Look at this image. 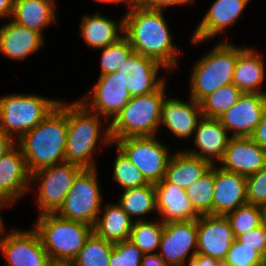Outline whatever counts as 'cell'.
<instances>
[{
    "label": "cell",
    "instance_id": "1",
    "mask_svg": "<svg viewBox=\"0 0 266 266\" xmlns=\"http://www.w3.org/2000/svg\"><path fill=\"white\" fill-rule=\"evenodd\" d=\"M162 12L131 4L124 16V36L135 52L154 59L170 71L176 67L178 48L172 42Z\"/></svg>",
    "mask_w": 266,
    "mask_h": 266
},
{
    "label": "cell",
    "instance_id": "2",
    "mask_svg": "<svg viewBox=\"0 0 266 266\" xmlns=\"http://www.w3.org/2000/svg\"><path fill=\"white\" fill-rule=\"evenodd\" d=\"M18 142L31 174L41 168L65 162L67 103L60 101L42 122L24 134Z\"/></svg>",
    "mask_w": 266,
    "mask_h": 266
},
{
    "label": "cell",
    "instance_id": "3",
    "mask_svg": "<svg viewBox=\"0 0 266 266\" xmlns=\"http://www.w3.org/2000/svg\"><path fill=\"white\" fill-rule=\"evenodd\" d=\"M164 87L165 83L155 92L131 97L109 123L102 137L103 143L110 144L127 137L154 136L160 126Z\"/></svg>",
    "mask_w": 266,
    "mask_h": 266
},
{
    "label": "cell",
    "instance_id": "4",
    "mask_svg": "<svg viewBox=\"0 0 266 266\" xmlns=\"http://www.w3.org/2000/svg\"><path fill=\"white\" fill-rule=\"evenodd\" d=\"M37 219L33 229L51 260H74L93 232L91 225L56 213L41 214Z\"/></svg>",
    "mask_w": 266,
    "mask_h": 266
},
{
    "label": "cell",
    "instance_id": "5",
    "mask_svg": "<svg viewBox=\"0 0 266 266\" xmlns=\"http://www.w3.org/2000/svg\"><path fill=\"white\" fill-rule=\"evenodd\" d=\"M101 116L88 110L80 101L67 105V143L65 162L83 168H96L92 152L99 141Z\"/></svg>",
    "mask_w": 266,
    "mask_h": 266
},
{
    "label": "cell",
    "instance_id": "6",
    "mask_svg": "<svg viewBox=\"0 0 266 266\" xmlns=\"http://www.w3.org/2000/svg\"><path fill=\"white\" fill-rule=\"evenodd\" d=\"M238 60V47L221 42L202 57L192 69L191 96L200 102L217 89L233 84V73Z\"/></svg>",
    "mask_w": 266,
    "mask_h": 266
},
{
    "label": "cell",
    "instance_id": "7",
    "mask_svg": "<svg viewBox=\"0 0 266 266\" xmlns=\"http://www.w3.org/2000/svg\"><path fill=\"white\" fill-rule=\"evenodd\" d=\"M59 102L35 94L0 97V128L18 140L42 122Z\"/></svg>",
    "mask_w": 266,
    "mask_h": 266
},
{
    "label": "cell",
    "instance_id": "8",
    "mask_svg": "<svg viewBox=\"0 0 266 266\" xmlns=\"http://www.w3.org/2000/svg\"><path fill=\"white\" fill-rule=\"evenodd\" d=\"M96 168H84L74 180L56 214L66 220L94 226L101 208V192Z\"/></svg>",
    "mask_w": 266,
    "mask_h": 266
},
{
    "label": "cell",
    "instance_id": "9",
    "mask_svg": "<svg viewBox=\"0 0 266 266\" xmlns=\"http://www.w3.org/2000/svg\"><path fill=\"white\" fill-rule=\"evenodd\" d=\"M115 143L149 183L156 184L164 179L172 156L155 136L127 137Z\"/></svg>",
    "mask_w": 266,
    "mask_h": 266
},
{
    "label": "cell",
    "instance_id": "10",
    "mask_svg": "<svg viewBox=\"0 0 266 266\" xmlns=\"http://www.w3.org/2000/svg\"><path fill=\"white\" fill-rule=\"evenodd\" d=\"M83 169L77 164L63 162L41 168L31 174V183L35 182L36 179L39 180V178L41 181L37 198L40 215L58 211L74 180Z\"/></svg>",
    "mask_w": 266,
    "mask_h": 266
},
{
    "label": "cell",
    "instance_id": "11",
    "mask_svg": "<svg viewBox=\"0 0 266 266\" xmlns=\"http://www.w3.org/2000/svg\"><path fill=\"white\" fill-rule=\"evenodd\" d=\"M0 249L6 257V266H49L50 257L34 229H12L0 238Z\"/></svg>",
    "mask_w": 266,
    "mask_h": 266
},
{
    "label": "cell",
    "instance_id": "12",
    "mask_svg": "<svg viewBox=\"0 0 266 266\" xmlns=\"http://www.w3.org/2000/svg\"><path fill=\"white\" fill-rule=\"evenodd\" d=\"M159 249L161 250L159 256L168 266L185 265L190 250L193 249L190 257H194L197 253L196 219L164 223Z\"/></svg>",
    "mask_w": 266,
    "mask_h": 266
},
{
    "label": "cell",
    "instance_id": "13",
    "mask_svg": "<svg viewBox=\"0 0 266 266\" xmlns=\"http://www.w3.org/2000/svg\"><path fill=\"white\" fill-rule=\"evenodd\" d=\"M197 254L210 256L221 264L235 241L226 216L200 215L197 219Z\"/></svg>",
    "mask_w": 266,
    "mask_h": 266
},
{
    "label": "cell",
    "instance_id": "14",
    "mask_svg": "<svg viewBox=\"0 0 266 266\" xmlns=\"http://www.w3.org/2000/svg\"><path fill=\"white\" fill-rule=\"evenodd\" d=\"M161 63L133 51L126 62L116 71L117 76L127 86L131 97L157 91L165 79H157Z\"/></svg>",
    "mask_w": 266,
    "mask_h": 266
},
{
    "label": "cell",
    "instance_id": "15",
    "mask_svg": "<svg viewBox=\"0 0 266 266\" xmlns=\"http://www.w3.org/2000/svg\"><path fill=\"white\" fill-rule=\"evenodd\" d=\"M266 111V94L242 93L218 120L232 137H250Z\"/></svg>",
    "mask_w": 266,
    "mask_h": 266
},
{
    "label": "cell",
    "instance_id": "16",
    "mask_svg": "<svg viewBox=\"0 0 266 266\" xmlns=\"http://www.w3.org/2000/svg\"><path fill=\"white\" fill-rule=\"evenodd\" d=\"M88 96L79 101L88 110L101 117L104 116L107 121L110 120V117L114 119L131 99L127 86L124 85L116 73L100 75L97 84L93 88V96L90 97L91 102Z\"/></svg>",
    "mask_w": 266,
    "mask_h": 266
},
{
    "label": "cell",
    "instance_id": "17",
    "mask_svg": "<svg viewBox=\"0 0 266 266\" xmlns=\"http://www.w3.org/2000/svg\"><path fill=\"white\" fill-rule=\"evenodd\" d=\"M28 171L21 149L14 146L0 158V207L10 206L30 187Z\"/></svg>",
    "mask_w": 266,
    "mask_h": 266
},
{
    "label": "cell",
    "instance_id": "18",
    "mask_svg": "<svg viewBox=\"0 0 266 266\" xmlns=\"http://www.w3.org/2000/svg\"><path fill=\"white\" fill-rule=\"evenodd\" d=\"M219 162L224 171L248 176L266 166V152L250 137H231Z\"/></svg>",
    "mask_w": 266,
    "mask_h": 266
},
{
    "label": "cell",
    "instance_id": "19",
    "mask_svg": "<svg viewBox=\"0 0 266 266\" xmlns=\"http://www.w3.org/2000/svg\"><path fill=\"white\" fill-rule=\"evenodd\" d=\"M246 203V176L224 171L214 164L213 215L225 216Z\"/></svg>",
    "mask_w": 266,
    "mask_h": 266
},
{
    "label": "cell",
    "instance_id": "20",
    "mask_svg": "<svg viewBox=\"0 0 266 266\" xmlns=\"http://www.w3.org/2000/svg\"><path fill=\"white\" fill-rule=\"evenodd\" d=\"M156 193V208L163 223L171 221L195 220L200 215L194 210L186 190L165 179L154 184Z\"/></svg>",
    "mask_w": 266,
    "mask_h": 266
},
{
    "label": "cell",
    "instance_id": "21",
    "mask_svg": "<svg viewBox=\"0 0 266 266\" xmlns=\"http://www.w3.org/2000/svg\"><path fill=\"white\" fill-rule=\"evenodd\" d=\"M202 117L200 104L192 98L190 102H183L165 97L162 102L160 124H164L178 138L191 136Z\"/></svg>",
    "mask_w": 266,
    "mask_h": 266
},
{
    "label": "cell",
    "instance_id": "22",
    "mask_svg": "<svg viewBox=\"0 0 266 266\" xmlns=\"http://www.w3.org/2000/svg\"><path fill=\"white\" fill-rule=\"evenodd\" d=\"M250 0H215L192 37L193 43H201L223 33L226 26L233 24L237 18L243 17L242 11Z\"/></svg>",
    "mask_w": 266,
    "mask_h": 266
},
{
    "label": "cell",
    "instance_id": "23",
    "mask_svg": "<svg viewBox=\"0 0 266 266\" xmlns=\"http://www.w3.org/2000/svg\"><path fill=\"white\" fill-rule=\"evenodd\" d=\"M194 133H196L194 142L199 150L190 149V151L185 150V152L208 160L212 164L215 163V160L220 161L223 158L224 151L232 136H228V131L218 119L202 117Z\"/></svg>",
    "mask_w": 266,
    "mask_h": 266
},
{
    "label": "cell",
    "instance_id": "24",
    "mask_svg": "<svg viewBox=\"0 0 266 266\" xmlns=\"http://www.w3.org/2000/svg\"><path fill=\"white\" fill-rule=\"evenodd\" d=\"M44 45L43 34L11 20L0 27V52L12 59L24 60Z\"/></svg>",
    "mask_w": 266,
    "mask_h": 266
},
{
    "label": "cell",
    "instance_id": "25",
    "mask_svg": "<svg viewBox=\"0 0 266 266\" xmlns=\"http://www.w3.org/2000/svg\"><path fill=\"white\" fill-rule=\"evenodd\" d=\"M208 160L188 154L185 151L173 153L170 158L164 179L168 183L186 189L213 166Z\"/></svg>",
    "mask_w": 266,
    "mask_h": 266
},
{
    "label": "cell",
    "instance_id": "26",
    "mask_svg": "<svg viewBox=\"0 0 266 266\" xmlns=\"http://www.w3.org/2000/svg\"><path fill=\"white\" fill-rule=\"evenodd\" d=\"M264 61L259 54H255L254 49L238 47V60L233 73V84L243 93H259L265 71Z\"/></svg>",
    "mask_w": 266,
    "mask_h": 266
},
{
    "label": "cell",
    "instance_id": "27",
    "mask_svg": "<svg viewBox=\"0 0 266 266\" xmlns=\"http://www.w3.org/2000/svg\"><path fill=\"white\" fill-rule=\"evenodd\" d=\"M81 36L91 48L101 49L124 37V17L119 24L101 14L84 15L80 24ZM122 33L121 36L118 33ZM123 35V36H122Z\"/></svg>",
    "mask_w": 266,
    "mask_h": 266
},
{
    "label": "cell",
    "instance_id": "28",
    "mask_svg": "<svg viewBox=\"0 0 266 266\" xmlns=\"http://www.w3.org/2000/svg\"><path fill=\"white\" fill-rule=\"evenodd\" d=\"M54 4L53 0H14L12 20L41 33L56 19Z\"/></svg>",
    "mask_w": 266,
    "mask_h": 266
},
{
    "label": "cell",
    "instance_id": "29",
    "mask_svg": "<svg viewBox=\"0 0 266 266\" xmlns=\"http://www.w3.org/2000/svg\"><path fill=\"white\" fill-rule=\"evenodd\" d=\"M104 209L102 217H98L93 226V232L112 243L128 240L134 221L117 203L108 204Z\"/></svg>",
    "mask_w": 266,
    "mask_h": 266
},
{
    "label": "cell",
    "instance_id": "30",
    "mask_svg": "<svg viewBox=\"0 0 266 266\" xmlns=\"http://www.w3.org/2000/svg\"><path fill=\"white\" fill-rule=\"evenodd\" d=\"M118 204L131 219L140 216L137 221H145L142 216L157 211L154 184L123 190Z\"/></svg>",
    "mask_w": 266,
    "mask_h": 266
},
{
    "label": "cell",
    "instance_id": "31",
    "mask_svg": "<svg viewBox=\"0 0 266 266\" xmlns=\"http://www.w3.org/2000/svg\"><path fill=\"white\" fill-rule=\"evenodd\" d=\"M242 93L234 84H230L207 95L199 102L203 117L218 119L237 103Z\"/></svg>",
    "mask_w": 266,
    "mask_h": 266
},
{
    "label": "cell",
    "instance_id": "32",
    "mask_svg": "<svg viewBox=\"0 0 266 266\" xmlns=\"http://www.w3.org/2000/svg\"><path fill=\"white\" fill-rule=\"evenodd\" d=\"M185 190L194 210L199 215H213L214 165Z\"/></svg>",
    "mask_w": 266,
    "mask_h": 266
},
{
    "label": "cell",
    "instance_id": "33",
    "mask_svg": "<svg viewBox=\"0 0 266 266\" xmlns=\"http://www.w3.org/2000/svg\"><path fill=\"white\" fill-rule=\"evenodd\" d=\"M235 238L262 225L266 221L264 207L246 203L225 215Z\"/></svg>",
    "mask_w": 266,
    "mask_h": 266
},
{
    "label": "cell",
    "instance_id": "34",
    "mask_svg": "<svg viewBox=\"0 0 266 266\" xmlns=\"http://www.w3.org/2000/svg\"><path fill=\"white\" fill-rule=\"evenodd\" d=\"M113 248L114 243L102 239L92 232L74 261L78 266H109Z\"/></svg>",
    "mask_w": 266,
    "mask_h": 266
},
{
    "label": "cell",
    "instance_id": "35",
    "mask_svg": "<svg viewBox=\"0 0 266 266\" xmlns=\"http://www.w3.org/2000/svg\"><path fill=\"white\" fill-rule=\"evenodd\" d=\"M164 223L135 220L130 231L129 240L134 243L143 254H151L160 247Z\"/></svg>",
    "mask_w": 266,
    "mask_h": 266
},
{
    "label": "cell",
    "instance_id": "36",
    "mask_svg": "<svg viewBox=\"0 0 266 266\" xmlns=\"http://www.w3.org/2000/svg\"><path fill=\"white\" fill-rule=\"evenodd\" d=\"M117 150L113 176L114 180L119 183L123 190L150 184L127 156L119 148Z\"/></svg>",
    "mask_w": 266,
    "mask_h": 266
},
{
    "label": "cell",
    "instance_id": "37",
    "mask_svg": "<svg viewBox=\"0 0 266 266\" xmlns=\"http://www.w3.org/2000/svg\"><path fill=\"white\" fill-rule=\"evenodd\" d=\"M101 73L105 75L115 73L126 62L128 56L134 51L129 40L124 36L114 44L101 48Z\"/></svg>",
    "mask_w": 266,
    "mask_h": 266
},
{
    "label": "cell",
    "instance_id": "38",
    "mask_svg": "<svg viewBox=\"0 0 266 266\" xmlns=\"http://www.w3.org/2000/svg\"><path fill=\"white\" fill-rule=\"evenodd\" d=\"M222 266H264V258L254 249L235 239Z\"/></svg>",
    "mask_w": 266,
    "mask_h": 266
},
{
    "label": "cell",
    "instance_id": "39",
    "mask_svg": "<svg viewBox=\"0 0 266 266\" xmlns=\"http://www.w3.org/2000/svg\"><path fill=\"white\" fill-rule=\"evenodd\" d=\"M143 252L129 239L114 243L109 266H140Z\"/></svg>",
    "mask_w": 266,
    "mask_h": 266
},
{
    "label": "cell",
    "instance_id": "40",
    "mask_svg": "<svg viewBox=\"0 0 266 266\" xmlns=\"http://www.w3.org/2000/svg\"><path fill=\"white\" fill-rule=\"evenodd\" d=\"M247 202L266 209V166L246 176Z\"/></svg>",
    "mask_w": 266,
    "mask_h": 266
},
{
    "label": "cell",
    "instance_id": "41",
    "mask_svg": "<svg viewBox=\"0 0 266 266\" xmlns=\"http://www.w3.org/2000/svg\"><path fill=\"white\" fill-rule=\"evenodd\" d=\"M235 239L241 244L254 249L264 258L266 255V221L250 232L237 236Z\"/></svg>",
    "mask_w": 266,
    "mask_h": 266
},
{
    "label": "cell",
    "instance_id": "42",
    "mask_svg": "<svg viewBox=\"0 0 266 266\" xmlns=\"http://www.w3.org/2000/svg\"><path fill=\"white\" fill-rule=\"evenodd\" d=\"M250 138L266 152V111Z\"/></svg>",
    "mask_w": 266,
    "mask_h": 266
},
{
    "label": "cell",
    "instance_id": "43",
    "mask_svg": "<svg viewBox=\"0 0 266 266\" xmlns=\"http://www.w3.org/2000/svg\"><path fill=\"white\" fill-rule=\"evenodd\" d=\"M194 0H143L140 4L144 7L156 10H163L168 6L179 5L185 3H193Z\"/></svg>",
    "mask_w": 266,
    "mask_h": 266
},
{
    "label": "cell",
    "instance_id": "44",
    "mask_svg": "<svg viewBox=\"0 0 266 266\" xmlns=\"http://www.w3.org/2000/svg\"><path fill=\"white\" fill-rule=\"evenodd\" d=\"M189 265L187 266H221L222 264L218 262L216 259L206 256L197 254L194 257H190Z\"/></svg>",
    "mask_w": 266,
    "mask_h": 266
},
{
    "label": "cell",
    "instance_id": "45",
    "mask_svg": "<svg viewBox=\"0 0 266 266\" xmlns=\"http://www.w3.org/2000/svg\"><path fill=\"white\" fill-rule=\"evenodd\" d=\"M15 146V140L0 128V158Z\"/></svg>",
    "mask_w": 266,
    "mask_h": 266
},
{
    "label": "cell",
    "instance_id": "46",
    "mask_svg": "<svg viewBox=\"0 0 266 266\" xmlns=\"http://www.w3.org/2000/svg\"><path fill=\"white\" fill-rule=\"evenodd\" d=\"M140 266H168L158 253L144 254Z\"/></svg>",
    "mask_w": 266,
    "mask_h": 266
},
{
    "label": "cell",
    "instance_id": "47",
    "mask_svg": "<svg viewBox=\"0 0 266 266\" xmlns=\"http://www.w3.org/2000/svg\"><path fill=\"white\" fill-rule=\"evenodd\" d=\"M14 0H0V18L11 17L13 13Z\"/></svg>",
    "mask_w": 266,
    "mask_h": 266
},
{
    "label": "cell",
    "instance_id": "48",
    "mask_svg": "<svg viewBox=\"0 0 266 266\" xmlns=\"http://www.w3.org/2000/svg\"><path fill=\"white\" fill-rule=\"evenodd\" d=\"M49 266H78L74 260H51Z\"/></svg>",
    "mask_w": 266,
    "mask_h": 266
},
{
    "label": "cell",
    "instance_id": "49",
    "mask_svg": "<svg viewBox=\"0 0 266 266\" xmlns=\"http://www.w3.org/2000/svg\"><path fill=\"white\" fill-rule=\"evenodd\" d=\"M97 2H102V3H126L127 5L130 4L131 5V2L130 0H96Z\"/></svg>",
    "mask_w": 266,
    "mask_h": 266
},
{
    "label": "cell",
    "instance_id": "50",
    "mask_svg": "<svg viewBox=\"0 0 266 266\" xmlns=\"http://www.w3.org/2000/svg\"><path fill=\"white\" fill-rule=\"evenodd\" d=\"M4 232H5V229H4V226H3L2 217H0V234L4 235Z\"/></svg>",
    "mask_w": 266,
    "mask_h": 266
},
{
    "label": "cell",
    "instance_id": "51",
    "mask_svg": "<svg viewBox=\"0 0 266 266\" xmlns=\"http://www.w3.org/2000/svg\"><path fill=\"white\" fill-rule=\"evenodd\" d=\"M143 0H130L131 4H140Z\"/></svg>",
    "mask_w": 266,
    "mask_h": 266
},
{
    "label": "cell",
    "instance_id": "52",
    "mask_svg": "<svg viewBox=\"0 0 266 266\" xmlns=\"http://www.w3.org/2000/svg\"><path fill=\"white\" fill-rule=\"evenodd\" d=\"M264 266H266V255L264 257Z\"/></svg>",
    "mask_w": 266,
    "mask_h": 266
}]
</instances>
